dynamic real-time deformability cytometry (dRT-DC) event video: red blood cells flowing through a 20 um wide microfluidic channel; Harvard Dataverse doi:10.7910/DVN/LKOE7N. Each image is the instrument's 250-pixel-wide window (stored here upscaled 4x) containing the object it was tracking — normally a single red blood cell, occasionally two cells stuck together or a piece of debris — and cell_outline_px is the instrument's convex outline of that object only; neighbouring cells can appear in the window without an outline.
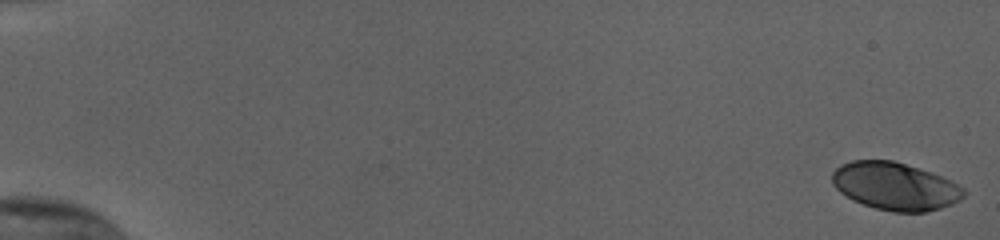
{"species": "human", "species_latin": "Homo sapiens", "temperature_condition": "cold", "stored_images_in_passage": 55, "camera_frame_rate_fps": 3000, "um_per_image_px": 0.085, "donor": {"sex": "female"}, "frame": {"image": 1, "passage_image": 1, "time_ms": 0.0, "image_size_px": [1000, 240], "cell_outline_px": [[968, 192], [960, 200], [952, 204], [940, 208], [924, 212], [892, 212], [876, 208], [852, 200], [840, 192], [832, 184], [832, 172], [840, 164], [852, 160], [892, 160], [932, 172], [964, 188]], "centroid_in_image_um": [76.07, 15.83], "position_along_channel_um": 8.9, "area_um2": 36.59}}
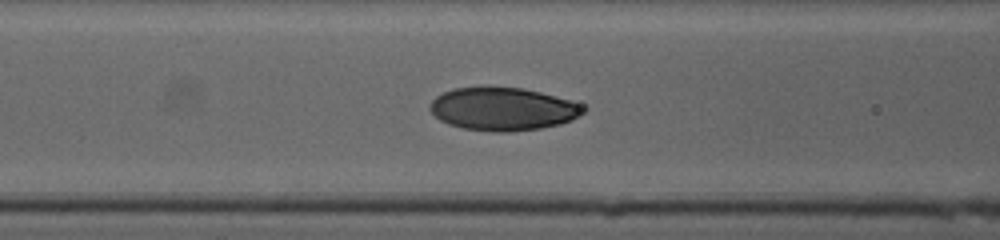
{"frame": {"image": 2, "passage_image": 25, "time_ms": 8.0, "image_size_px": [1000, 240], "cell_outline_px": [[588, 108], [580, 116], [572, 120], [560, 124], [540, 128], [508, 132], [496, 132], [464, 128], [448, 124], [440, 120], [428, 108], [428, 104], [436, 96], [444, 92], [456, 88], [524, 88], [540, 92], [568, 100], [580, 104]], "centroid_in_image_um": [42.75, 9.28], "position_along_channel_um": 123.8, "area_um2": 38.09}}
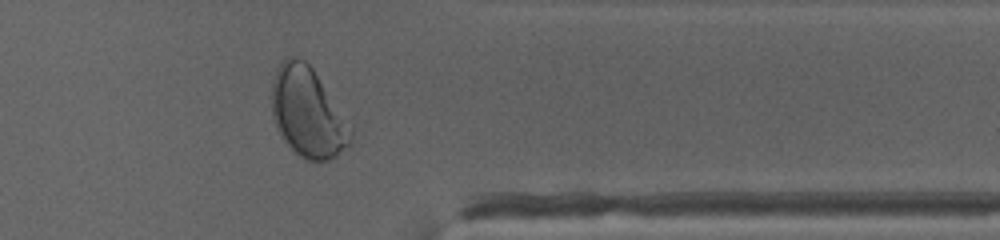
{"frame": {"image": 3, "passage_image": 46, "time_ms": 15.0, "image_size_px": [1000, 240], "cell_outline_px": [[352, 144], [336, 156], [328, 160], [308, 160], [300, 156], [280, 136], [276, 128], [272, 116], [272, 80], [276, 68], [288, 56], [292, 56], [304, 60], [312, 68], [352, 128]], "centroid_in_image_um": [26.14, 9.57], "position_along_channel_um": 385.3, "area_um2": 40.98}, "authors_computed_cell_mechanics": {"area_um2": 37.9168, "velocity_mm_per_s": 3.8019, "shape_relaxation_time_tau1_ms": 3.2097, "shape_relaxation_time_tau2_ms": null, "deformation_change_tau1": 0.1695, "deformation_change_tau2": null}}